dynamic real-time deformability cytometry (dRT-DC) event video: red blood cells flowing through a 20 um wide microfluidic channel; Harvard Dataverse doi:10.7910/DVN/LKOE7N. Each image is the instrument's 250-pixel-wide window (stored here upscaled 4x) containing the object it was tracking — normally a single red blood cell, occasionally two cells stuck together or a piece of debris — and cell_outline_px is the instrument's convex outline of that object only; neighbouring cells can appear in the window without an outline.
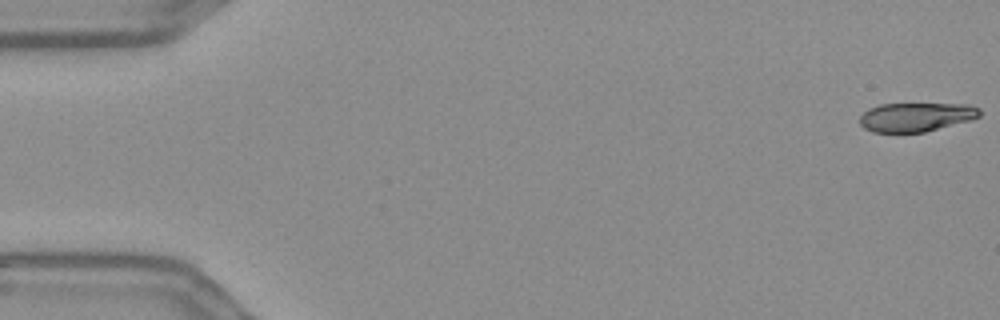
{"species": "Egyptian fruit bat (a non-hibernating species)", "species_latin": "Rousettus aegyptiacus", "temperature_condition": "warm", "stored_images_in_passage": 56, "camera_frame_rate_fps": 3000, "um_per_image_px": 0.085, "frame": {"image": 1, "passage_image": 1, "time_ms": 0.0, "image_size_px": [1000, 320], "cell_outline_px": [[980, 116], [972, 120], [924, 132], [872, 132], [864, 128], [860, 124], [860, 116], [868, 108], [880, 104], [968, 104], [980, 108]], "centroid_in_image_um": [77.87, 9.94], "position_along_channel_um": 7.1, "area_um2": 20.29}}
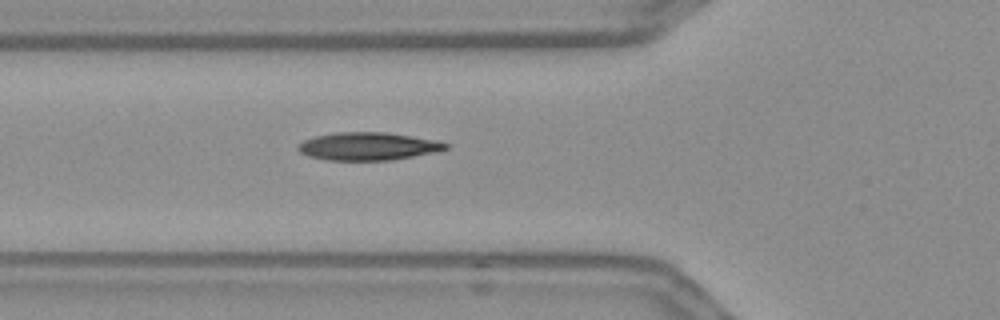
{"frame": {"image": 2, "passage_image": 20, "time_ms": 6.333, "image_size_px": [1000, 320], "cell_outline_px": [[448, 148], [440, 152], [392, 160], [324, 160], [308, 156], [300, 152], [296, 148], [304, 140], [316, 136], [336, 132], [388, 132], [440, 140], [448, 144]], "centroid_in_image_um": [31.35, 12.43], "position_along_channel_um": 94.4, "area_um2": 24.33}}
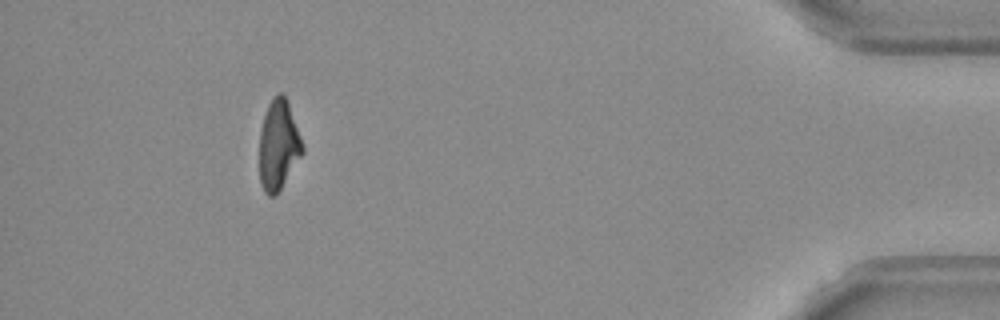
{"frame": {"image": 3, "passage_image": 51, "time_ms": 16.667, "image_size_px": [1000, 320], "cell_outline_px": [[304, 152], [280, 188], [272, 196], [268, 196], [264, 192], [260, 184], [260, 128], [268, 104], [280, 92], [284, 96], [288, 104], [300, 136], [304, 148]], "centroid_in_image_um": [23.65, 12.35], "position_along_channel_um": 411.5, "area_um2": 21.96}, "authors_computed_cell_mechanics": {"area_um2": 23.0622, "velocity_mm_per_s": 3.6569, "shape_relaxation_time_tau1_ms": 7.6622, "shape_relaxation_time_tau2_ms": 2.8236, "deformation_change_tau1": 0.2177, "deformation_change_tau2": 0.1061}}